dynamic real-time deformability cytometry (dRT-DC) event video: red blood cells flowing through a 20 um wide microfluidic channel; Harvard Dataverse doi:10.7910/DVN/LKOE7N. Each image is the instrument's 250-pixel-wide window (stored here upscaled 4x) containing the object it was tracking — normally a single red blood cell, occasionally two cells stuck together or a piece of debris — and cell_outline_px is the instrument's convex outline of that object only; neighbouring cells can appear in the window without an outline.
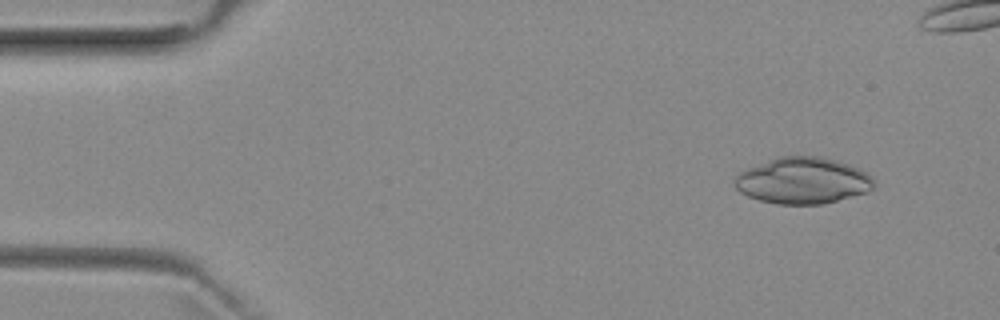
{"species": "common noctule bat (a hibernating species)", "species_latin": "Nyctalus noctula", "temperature_condition": "room temperature", "stored_images_in_passage": 46, "camera_frame_rate_fps": 3000, "um_per_image_px": 0.085, "animal": {"sex": "female", "body_mass_g": 29.2, "forearm_length_mm": 56.3}, "frame": {"image": 1, "passage_image": 5, "time_ms": 1.333, "image_size_px": [1000, 320], "cell_outline_px": [[876, 184], [868, 192], [820, 204], [776, 204], [760, 200], [748, 196], [740, 192], [736, 188], [732, 180], [740, 172], [748, 168], [776, 156], [820, 156], [836, 160], [860, 168], [872, 176]], "centroid_in_image_um": [68.23, 15.34], "position_along_channel_um": 16.8, "area_um2": 37.74}}